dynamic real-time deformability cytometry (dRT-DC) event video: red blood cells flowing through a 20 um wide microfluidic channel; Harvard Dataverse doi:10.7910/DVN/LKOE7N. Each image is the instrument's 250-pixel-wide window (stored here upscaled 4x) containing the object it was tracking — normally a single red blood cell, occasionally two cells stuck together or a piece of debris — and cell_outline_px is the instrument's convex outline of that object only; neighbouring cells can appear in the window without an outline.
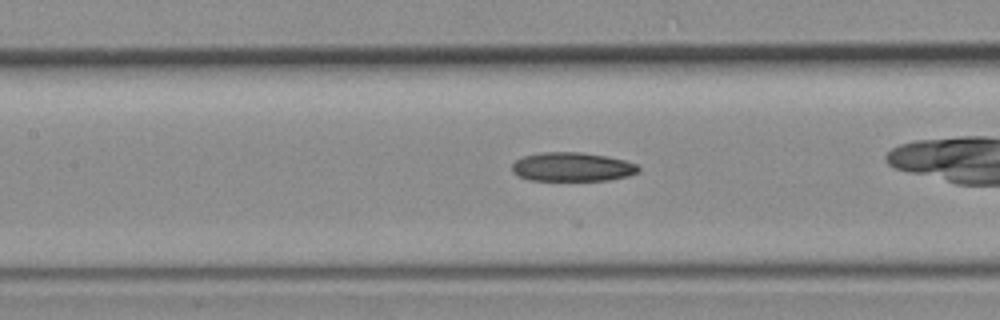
{"species": "common noctule bat (a hibernating species)", "species_latin": "Nyctalus noctula", "temperature_condition": "room temperature", "stored_images_in_passage": 16, "camera_frame_rate_fps": 3000, "um_per_image_px": 0.085, "animal": {"sex": "female", "body_mass_g": 19.3, "forearm_length_mm": 54.1}, "frame": {"image": 1, "passage_image": 7, "time_ms": 2.0, "image_size_px": [1000, 320], "cell_outline_px": [[640, 172], [628, 176], [608, 180], [528, 180], [516, 176], [512, 172], [512, 164], [516, 160], [524, 156], [540, 152], [580, 152], [604, 156], [624, 160], [636, 164], [640, 168]], "centroid_in_image_um": [48.61, 14.19], "position_along_channel_um": 158.8, "area_um2": 21.39}}